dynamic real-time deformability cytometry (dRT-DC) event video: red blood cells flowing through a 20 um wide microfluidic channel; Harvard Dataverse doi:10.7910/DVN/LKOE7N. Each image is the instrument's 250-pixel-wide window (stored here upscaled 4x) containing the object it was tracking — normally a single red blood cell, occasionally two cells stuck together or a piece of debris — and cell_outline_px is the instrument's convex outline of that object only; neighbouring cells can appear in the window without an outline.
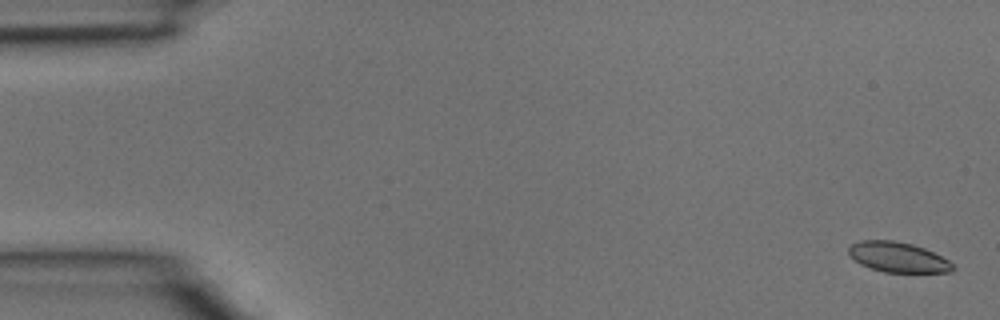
{"species": "common noctule bat (a hibernating species)", "species_latin": "Nyctalus noctula", "temperature_condition": "room temperature", "stored_images_in_passage": 4, "camera_frame_rate_fps": 3000, "um_per_image_px": 0.085, "animal": {"sex": "male", "body_mass_g": 15.6}, "frame": {"image": 1, "passage_image": 1, "time_ms": 0.0, "image_size_px": [1000, 320], "cell_outline_px": [[956, 268], [952, 272], [884, 272], [860, 264], [848, 252], [848, 248], [852, 244], [860, 240], [892, 240], [912, 244], [924, 248], [948, 260]], "centroid_in_image_um": [76.33, 21.86], "position_along_channel_um": 8.7, "area_um2": 18.09}}